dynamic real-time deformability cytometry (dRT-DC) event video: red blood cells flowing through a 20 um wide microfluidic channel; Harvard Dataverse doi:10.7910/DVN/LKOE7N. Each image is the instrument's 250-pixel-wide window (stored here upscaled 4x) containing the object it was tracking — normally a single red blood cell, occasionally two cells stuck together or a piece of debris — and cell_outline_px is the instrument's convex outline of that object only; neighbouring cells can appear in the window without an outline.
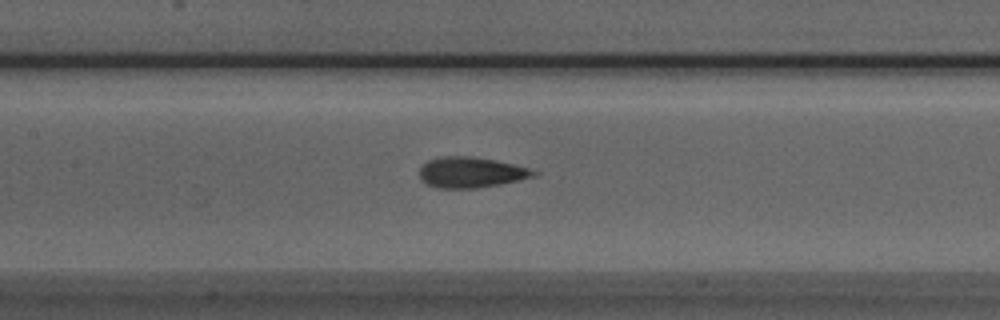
{"species": "Egyptian fruit bat (a non-hibernating species)", "species_latin": "Rousettus aegyptiacus", "temperature_condition": "room temperature", "stored_images_in_passage": 12, "camera_frame_rate_fps": 3000, "um_per_image_px": 0.085, "animal": {"sex": "male"}, "frame": {"image": 1, "passage_image": 8, "time_ms": 2.333, "image_size_px": [1000, 320], "cell_outline_px": [[540, 172], [536, 176], [500, 184], [476, 188], [436, 188], [424, 184], [420, 180], [420, 168], [428, 160], [444, 156], [468, 156], [496, 160], [528, 168]], "centroid_in_image_um": [40.01, 14.66], "position_along_channel_um": 167.4, "area_um2": 20.4}}
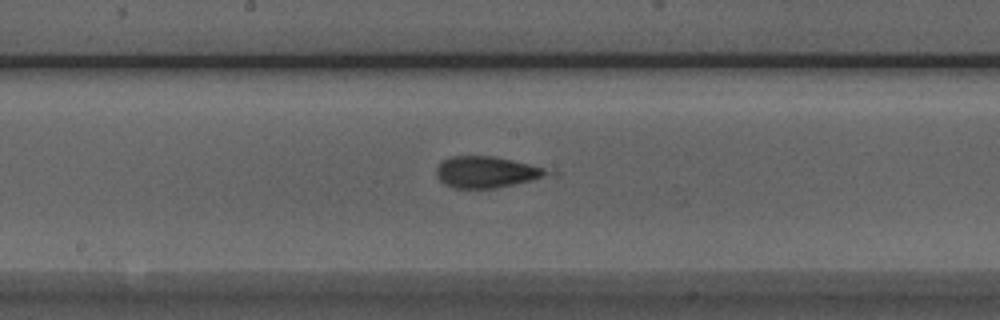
{"frame": {"image": 2, "passage_image": 11, "time_ms": 3.333, "image_size_px": [1000, 320], "cell_outline_px": [[560, 176], [496, 188], [452, 188], [444, 184], [436, 176], [436, 168], [444, 160], [452, 156], [496, 156], [560, 172]], "centroid_in_image_um": [41.53, 14.64], "position_along_channel_um": 206.7, "area_um2": 21.04}}